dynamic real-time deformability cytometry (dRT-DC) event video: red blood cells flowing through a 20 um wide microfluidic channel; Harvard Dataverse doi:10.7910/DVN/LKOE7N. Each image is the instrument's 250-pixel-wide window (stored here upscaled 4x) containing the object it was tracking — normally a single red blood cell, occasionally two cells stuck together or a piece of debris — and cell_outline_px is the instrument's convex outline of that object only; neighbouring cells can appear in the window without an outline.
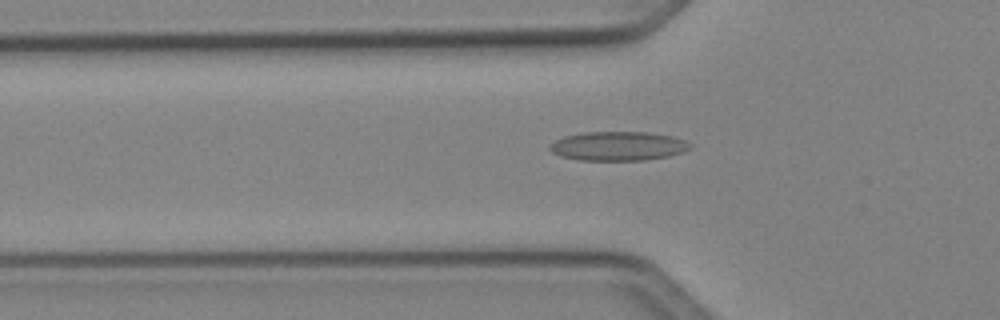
{"species": "Egyptian fruit bat (a non-hibernating species)", "species_latin": "Rousettus aegyptiacus", "temperature_condition": "cold", "stored_images_in_passage": 30, "camera_frame_rate_fps": 3000, "um_per_image_px": 0.085, "animal": {"sex": "female"}, "frame": {"image": 1, "passage_image": 3, "time_ms": 0.667, "image_size_px": [1000, 320], "cell_outline_px": [[692, 148], [684, 152], [668, 156], [644, 160], [580, 160], [560, 156], [552, 152], [548, 148], [548, 144], [564, 136], [584, 132], [648, 132], [672, 136], [684, 140], [692, 144]], "centroid_in_image_um": [52.54, 12.41], "position_along_channel_um": 73.3, "area_um2": 23.93}}
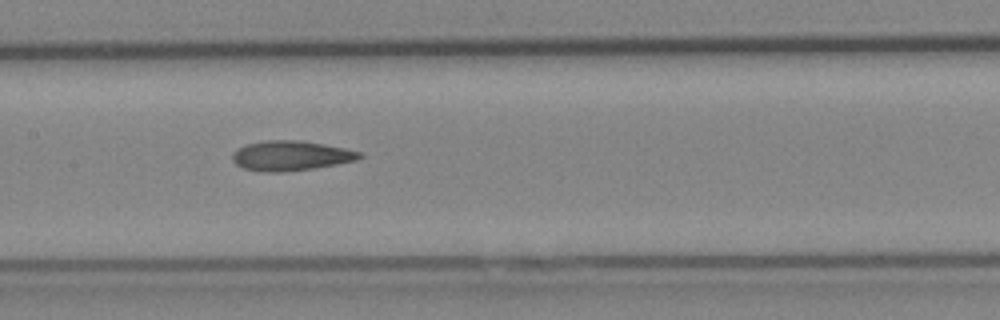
{"frame": {"image": 2, "passage_image": 11, "time_ms": 3.333, "image_size_px": [1000, 320], "cell_outline_px": [[364, 156], [356, 160], [336, 164], [312, 168], [280, 172], [268, 172], [244, 168], [236, 164], [232, 160], [232, 152], [236, 148], [248, 144], [264, 140], [300, 140], [324, 144], [344, 148], [360, 152]], "centroid_in_image_um": [24.69, 13.22], "position_along_channel_um": 182.7, "area_um2": 21.96}}
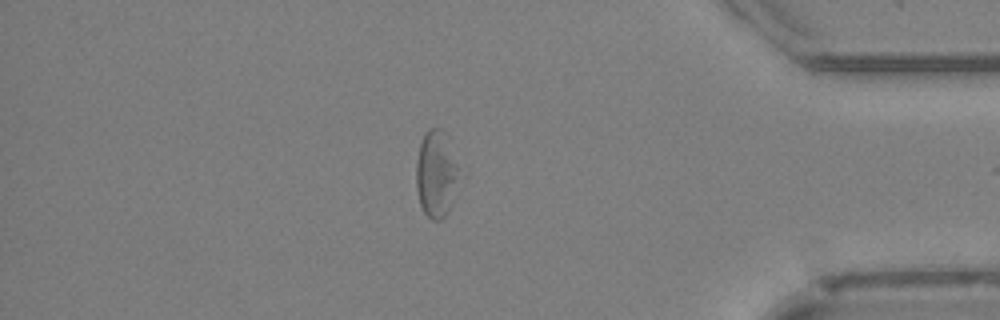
{"frame": {"image": 3, "passage_image": 29, "time_ms": 9.333, "image_size_px": [1000, 320], "cell_outline_px": [[468, 176], [448, 212], [440, 220], [432, 220], [424, 212], [420, 204], [416, 188], [416, 160], [420, 144], [424, 132], [428, 128], [444, 128], [468, 172]], "centroid_in_image_um": [37.27, 14.73], "position_along_channel_um": 397.9, "area_um2": 24.45}}